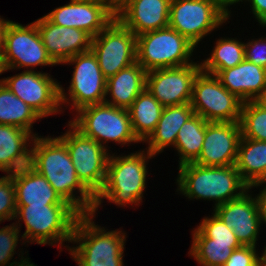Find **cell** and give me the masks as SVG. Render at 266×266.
<instances>
[{"instance_id": "17", "label": "cell", "mask_w": 266, "mask_h": 266, "mask_svg": "<svg viewBox=\"0 0 266 266\" xmlns=\"http://www.w3.org/2000/svg\"><path fill=\"white\" fill-rule=\"evenodd\" d=\"M241 136L240 122H209L201 154L194 163L206 167L234 165Z\"/></svg>"}, {"instance_id": "27", "label": "cell", "mask_w": 266, "mask_h": 266, "mask_svg": "<svg viewBox=\"0 0 266 266\" xmlns=\"http://www.w3.org/2000/svg\"><path fill=\"white\" fill-rule=\"evenodd\" d=\"M163 108L146 88L128 108L133 132L141 143L154 131Z\"/></svg>"}, {"instance_id": "19", "label": "cell", "mask_w": 266, "mask_h": 266, "mask_svg": "<svg viewBox=\"0 0 266 266\" xmlns=\"http://www.w3.org/2000/svg\"><path fill=\"white\" fill-rule=\"evenodd\" d=\"M33 22L37 26L48 55L57 65L91 49L93 37L86 31L56 25L45 15Z\"/></svg>"}, {"instance_id": "34", "label": "cell", "mask_w": 266, "mask_h": 266, "mask_svg": "<svg viewBox=\"0 0 266 266\" xmlns=\"http://www.w3.org/2000/svg\"><path fill=\"white\" fill-rule=\"evenodd\" d=\"M18 242L20 244L23 242L22 244L25 245L23 238H20V231L14 223L0 228V266H10L17 262L13 256L17 254ZM11 260L12 262H10Z\"/></svg>"}, {"instance_id": "22", "label": "cell", "mask_w": 266, "mask_h": 266, "mask_svg": "<svg viewBox=\"0 0 266 266\" xmlns=\"http://www.w3.org/2000/svg\"><path fill=\"white\" fill-rule=\"evenodd\" d=\"M10 175L15 186L16 205H70L30 165Z\"/></svg>"}, {"instance_id": "3", "label": "cell", "mask_w": 266, "mask_h": 266, "mask_svg": "<svg viewBox=\"0 0 266 266\" xmlns=\"http://www.w3.org/2000/svg\"><path fill=\"white\" fill-rule=\"evenodd\" d=\"M175 180L176 191L190 200L213 201V208L240 198L249 190L235 164L231 166L206 167L193 163L178 166Z\"/></svg>"}, {"instance_id": "8", "label": "cell", "mask_w": 266, "mask_h": 266, "mask_svg": "<svg viewBox=\"0 0 266 266\" xmlns=\"http://www.w3.org/2000/svg\"><path fill=\"white\" fill-rule=\"evenodd\" d=\"M196 48L187 38L169 26L136 36L137 62L146 72L196 62L191 57Z\"/></svg>"}, {"instance_id": "14", "label": "cell", "mask_w": 266, "mask_h": 266, "mask_svg": "<svg viewBox=\"0 0 266 266\" xmlns=\"http://www.w3.org/2000/svg\"><path fill=\"white\" fill-rule=\"evenodd\" d=\"M3 83L41 118L61 114L59 84L56 78L41 71L24 70L4 77Z\"/></svg>"}, {"instance_id": "21", "label": "cell", "mask_w": 266, "mask_h": 266, "mask_svg": "<svg viewBox=\"0 0 266 266\" xmlns=\"http://www.w3.org/2000/svg\"><path fill=\"white\" fill-rule=\"evenodd\" d=\"M243 103L257 101L266 89V69L244 59L240 64L214 74Z\"/></svg>"}, {"instance_id": "7", "label": "cell", "mask_w": 266, "mask_h": 266, "mask_svg": "<svg viewBox=\"0 0 266 266\" xmlns=\"http://www.w3.org/2000/svg\"><path fill=\"white\" fill-rule=\"evenodd\" d=\"M231 12L219 0H171L168 26L198 48L203 38L230 22Z\"/></svg>"}, {"instance_id": "37", "label": "cell", "mask_w": 266, "mask_h": 266, "mask_svg": "<svg viewBox=\"0 0 266 266\" xmlns=\"http://www.w3.org/2000/svg\"><path fill=\"white\" fill-rule=\"evenodd\" d=\"M245 59L266 69V36L244 43Z\"/></svg>"}, {"instance_id": "25", "label": "cell", "mask_w": 266, "mask_h": 266, "mask_svg": "<svg viewBox=\"0 0 266 266\" xmlns=\"http://www.w3.org/2000/svg\"><path fill=\"white\" fill-rule=\"evenodd\" d=\"M193 114L191 103L164 107L157 126L143 142L148 145L145 149L157 156L164 149L174 147L179 130Z\"/></svg>"}, {"instance_id": "45", "label": "cell", "mask_w": 266, "mask_h": 266, "mask_svg": "<svg viewBox=\"0 0 266 266\" xmlns=\"http://www.w3.org/2000/svg\"><path fill=\"white\" fill-rule=\"evenodd\" d=\"M257 101L266 108V89L264 90L262 96Z\"/></svg>"}, {"instance_id": "32", "label": "cell", "mask_w": 266, "mask_h": 266, "mask_svg": "<svg viewBox=\"0 0 266 266\" xmlns=\"http://www.w3.org/2000/svg\"><path fill=\"white\" fill-rule=\"evenodd\" d=\"M241 137L266 141V108L258 101H248L241 108Z\"/></svg>"}, {"instance_id": "36", "label": "cell", "mask_w": 266, "mask_h": 266, "mask_svg": "<svg viewBox=\"0 0 266 266\" xmlns=\"http://www.w3.org/2000/svg\"><path fill=\"white\" fill-rule=\"evenodd\" d=\"M256 248L242 245L234 249L224 266H261L265 263V254Z\"/></svg>"}, {"instance_id": "1", "label": "cell", "mask_w": 266, "mask_h": 266, "mask_svg": "<svg viewBox=\"0 0 266 266\" xmlns=\"http://www.w3.org/2000/svg\"><path fill=\"white\" fill-rule=\"evenodd\" d=\"M52 136L33 138L30 166L43 175L59 196L81 215L92 214L95 196L78 179L66 145L57 136Z\"/></svg>"}, {"instance_id": "12", "label": "cell", "mask_w": 266, "mask_h": 266, "mask_svg": "<svg viewBox=\"0 0 266 266\" xmlns=\"http://www.w3.org/2000/svg\"><path fill=\"white\" fill-rule=\"evenodd\" d=\"M242 104L215 75L200 71L195 77L191 107L207 122H240Z\"/></svg>"}, {"instance_id": "35", "label": "cell", "mask_w": 266, "mask_h": 266, "mask_svg": "<svg viewBox=\"0 0 266 266\" xmlns=\"http://www.w3.org/2000/svg\"><path fill=\"white\" fill-rule=\"evenodd\" d=\"M16 214V196L13 178L10 174L0 176V224L14 220Z\"/></svg>"}, {"instance_id": "40", "label": "cell", "mask_w": 266, "mask_h": 266, "mask_svg": "<svg viewBox=\"0 0 266 266\" xmlns=\"http://www.w3.org/2000/svg\"><path fill=\"white\" fill-rule=\"evenodd\" d=\"M23 252H24V250L22 248V250H20V252L18 253L19 254L18 256L21 258L19 260H17V262L13 263L10 266H37L33 262H31L30 258L27 256L28 251L27 252L25 251V253H23ZM26 253H27V255H26ZM24 254L26 256H24Z\"/></svg>"}, {"instance_id": "48", "label": "cell", "mask_w": 266, "mask_h": 266, "mask_svg": "<svg viewBox=\"0 0 266 266\" xmlns=\"http://www.w3.org/2000/svg\"><path fill=\"white\" fill-rule=\"evenodd\" d=\"M262 252L265 254V263H266V245H264V249Z\"/></svg>"}, {"instance_id": "47", "label": "cell", "mask_w": 266, "mask_h": 266, "mask_svg": "<svg viewBox=\"0 0 266 266\" xmlns=\"http://www.w3.org/2000/svg\"><path fill=\"white\" fill-rule=\"evenodd\" d=\"M257 185H266V175Z\"/></svg>"}, {"instance_id": "11", "label": "cell", "mask_w": 266, "mask_h": 266, "mask_svg": "<svg viewBox=\"0 0 266 266\" xmlns=\"http://www.w3.org/2000/svg\"><path fill=\"white\" fill-rule=\"evenodd\" d=\"M3 62L5 73L22 68L35 71L37 66L57 64L48 55L34 22L20 24L10 20L4 35ZM26 68V69H25Z\"/></svg>"}, {"instance_id": "39", "label": "cell", "mask_w": 266, "mask_h": 266, "mask_svg": "<svg viewBox=\"0 0 266 266\" xmlns=\"http://www.w3.org/2000/svg\"><path fill=\"white\" fill-rule=\"evenodd\" d=\"M260 188L259 193L256 195V202L258 205V212H259V219L261 222V226L265 224L266 227V185H255L250 187L249 189H254V188Z\"/></svg>"}, {"instance_id": "44", "label": "cell", "mask_w": 266, "mask_h": 266, "mask_svg": "<svg viewBox=\"0 0 266 266\" xmlns=\"http://www.w3.org/2000/svg\"><path fill=\"white\" fill-rule=\"evenodd\" d=\"M5 65L3 62V56L2 54H0V75H2L3 73H5ZM4 78L2 77V79H0V84L3 83Z\"/></svg>"}, {"instance_id": "10", "label": "cell", "mask_w": 266, "mask_h": 266, "mask_svg": "<svg viewBox=\"0 0 266 266\" xmlns=\"http://www.w3.org/2000/svg\"><path fill=\"white\" fill-rule=\"evenodd\" d=\"M67 127L69 129L57 137L66 145L78 179L96 197L104 186L112 151L82 135L69 122Z\"/></svg>"}, {"instance_id": "18", "label": "cell", "mask_w": 266, "mask_h": 266, "mask_svg": "<svg viewBox=\"0 0 266 266\" xmlns=\"http://www.w3.org/2000/svg\"><path fill=\"white\" fill-rule=\"evenodd\" d=\"M45 16L56 25L80 29L92 37L98 35L116 17L106 4L78 0H70Z\"/></svg>"}, {"instance_id": "15", "label": "cell", "mask_w": 266, "mask_h": 266, "mask_svg": "<svg viewBox=\"0 0 266 266\" xmlns=\"http://www.w3.org/2000/svg\"><path fill=\"white\" fill-rule=\"evenodd\" d=\"M201 71L200 62L147 71L146 89L163 106L191 103L193 82Z\"/></svg>"}, {"instance_id": "31", "label": "cell", "mask_w": 266, "mask_h": 266, "mask_svg": "<svg viewBox=\"0 0 266 266\" xmlns=\"http://www.w3.org/2000/svg\"><path fill=\"white\" fill-rule=\"evenodd\" d=\"M244 43L239 38L220 37L214 43L210 55L201 60V71L214 75L219 70L232 68L245 59Z\"/></svg>"}, {"instance_id": "24", "label": "cell", "mask_w": 266, "mask_h": 266, "mask_svg": "<svg viewBox=\"0 0 266 266\" xmlns=\"http://www.w3.org/2000/svg\"><path fill=\"white\" fill-rule=\"evenodd\" d=\"M146 71L135 62L106 79L104 103L128 109L146 87Z\"/></svg>"}, {"instance_id": "33", "label": "cell", "mask_w": 266, "mask_h": 266, "mask_svg": "<svg viewBox=\"0 0 266 266\" xmlns=\"http://www.w3.org/2000/svg\"><path fill=\"white\" fill-rule=\"evenodd\" d=\"M201 219L196 228L207 238L214 242L221 243H240L235 237L233 230H230L226 224L214 213Z\"/></svg>"}, {"instance_id": "46", "label": "cell", "mask_w": 266, "mask_h": 266, "mask_svg": "<svg viewBox=\"0 0 266 266\" xmlns=\"http://www.w3.org/2000/svg\"><path fill=\"white\" fill-rule=\"evenodd\" d=\"M78 1H92L96 3L106 4L110 8V0H78Z\"/></svg>"}, {"instance_id": "4", "label": "cell", "mask_w": 266, "mask_h": 266, "mask_svg": "<svg viewBox=\"0 0 266 266\" xmlns=\"http://www.w3.org/2000/svg\"><path fill=\"white\" fill-rule=\"evenodd\" d=\"M94 218L93 213L82 214L76 221L70 242L74 245L68 249L73 261L78 266H124L126 232L106 229Z\"/></svg>"}, {"instance_id": "13", "label": "cell", "mask_w": 266, "mask_h": 266, "mask_svg": "<svg viewBox=\"0 0 266 266\" xmlns=\"http://www.w3.org/2000/svg\"><path fill=\"white\" fill-rule=\"evenodd\" d=\"M90 50L106 79L137 62L136 35L116 17L92 38Z\"/></svg>"}, {"instance_id": "20", "label": "cell", "mask_w": 266, "mask_h": 266, "mask_svg": "<svg viewBox=\"0 0 266 266\" xmlns=\"http://www.w3.org/2000/svg\"><path fill=\"white\" fill-rule=\"evenodd\" d=\"M171 0H129L116 18L136 36L168 27Z\"/></svg>"}, {"instance_id": "29", "label": "cell", "mask_w": 266, "mask_h": 266, "mask_svg": "<svg viewBox=\"0 0 266 266\" xmlns=\"http://www.w3.org/2000/svg\"><path fill=\"white\" fill-rule=\"evenodd\" d=\"M207 122L198 114H193L178 132L174 150L177 151L178 166L195 162L201 154Z\"/></svg>"}, {"instance_id": "5", "label": "cell", "mask_w": 266, "mask_h": 266, "mask_svg": "<svg viewBox=\"0 0 266 266\" xmlns=\"http://www.w3.org/2000/svg\"><path fill=\"white\" fill-rule=\"evenodd\" d=\"M80 215L71 205H16L13 223L19 231L22 227L20 222L24 223L25 232L21 235L24 244H58L60 251L62 247L68 251L70 246L66 244L72 240L74 227Z\"/></svg>"}, {"instance_id": "16", "label": "cell", "mask_w": 266, "mask_h": 266, "mask_svg": "<svg viewBox=\"0 0 266 266\" xmlns=\"http://www.w3.org/2000/svg\"><path fill=\"white\" fill-rule=\"evenodd\" d=\"M252 192L249 189L240 198L215 207L213 212L233 230L241 245L257 247L261 222L256 197Z\"/></svg>"}, {"instance_id": "6", "label": "cell", "mask_w": 266, "mask_h": 266, "mask_svg": "<svg viewBox=\"0 0 266 266\" xmlns=\"http://www.w3.org/2000/svg\"><path fill=\"white\" fill-rule=\"evenodd\" d=\"M74 114L68 122L107 150L110 142L120 147L141 143L133 132L128 109L101 103L82 107Z\"/></svg>"}, {"instance_id": "23", "label": "cell", "mask_w": 266, "mask_h": 266, "mask_svg": "<svg viewBox=\"0 0 266 266\" xmlns=\"http://www.w3.org/2000/svg\"><path fill=\"white\" fill-rule=\"evenodd\" d=\"M34 136L17 126L0 124V171L17 172L30 165Z\"/></svg>"}, {"instance_id": "2", "label": "cell", "mask_w": 266, "mask_h": 266, "mask_svg": "<svg viewBox=\"0 0 266 266\" xmlns=\"http://www.w3.org/2000/svg\"><path fill=\"white\" fill-rule=\"evenodd\" d=\"M116 154V155H115ZM110 153L106 180L102 190L95 197L93 214L105 200L114 203L118 207H139L143 202L144 191L146 192L147 178L149 175L148 162L155 156L146 149L134 151L127 155L122 153Z\"/></svg>"}, {"instance_id": "28", "label": "cell", "mask_w": 266, "mask_h": 266, "mask_svg": "<svg viewBox=\"0 0 266 266\" xmlns=\"http://www.w3.org/2000/svg\"><path fill=\"white\" fill-rule=\"evenodd\" d=\"M42 119L37 112L12 93L4 84H0V124L20 127L34 137L33 124Z\"/></svg>"}, {"instance_id": "42", "label": "cell", "mask_w": 266, "mask_h": 266, "mask_svg": "<svg viewBox=\"0 0 266 266\" xmlns=\"http://www.w3.org/2000/svg\"><path fill=\"white\" fill-rule=\"evenodd\" d=\"M128 1L129 0H110V9L116 14V12Z\"/></svg>"}, {"instance_id": "30", "label": "cell", "mask_w": 266, "mask_h": 266, "mask_svg": "<svg viewBox=\"0 0 266 266\" xmlns=\"http://www.w3.org/2000/svg\"><path fill=\"white\" fill-rule=\"evenodd\" d=\"M192 243L188 255L194 258L200 266H224L234 249L241 243L214 242L205 237L197 228L191 230Z\"/></svg>"}, {"instance_id": "41", "label": "cell", "mask_w": 266, "mask_h": 266, "mask_svg": "<svg viewBox=\"0 0 266 266\" xmlns=\"http://www.w3.org/2000/svg\"><path fill=\"white\" fill-rule=\"evenodd\" d=\"M10 20L4 19L0 16V54H3L4 50V35L7 28V25Z\"/></svg>"}, {"instance_id": "38", "label": "cell", "mask_w": 266, "mask_h": 266, "mask_svg": "<svg viewBox=\"0 0 266 266\" xmlns=\"http://www.w3.org/2000/svg\"><path fill=\"white\" fill-rule=\"evenodd\" d=\"M241 4L249 3L251 7L252 12L256 22H258V25H261V27H266V0H241Z\"/></svg>"}, {"instance_id": "43", "label": "cell", "mask_w": 266, "mask_h": 266, "mask_svg": "<svg viewBox=\"0 0 266 266\" xmlns=\"http://www.w3.org/2000/svg\"><path fill=\"white\" fill-rule=\"evenodd\" d=\"M229 11L230 10V6L232 5H236V4H240L241 0H219Z\"/></svg>"}, {"instance_id": "26", "label": "cell", "mask_w": 266, "mask_h": 266, "mask_svg": "<svg viewBox=\"0 0 266 266\" xmlns=\"http://www.w3.org/2000/svg\"><path fill=\"white\" fill-rule=\"evenodd\" d=\"M235 166L249 187L257 185L266 175V141L241 137Z\"/></svg>"}, {"instance_id": "9", "label": "cell", "mask_w": 266, "mask_h": 266, "mask_svg": "<svg viewBox=\"0 0 266 266\" xmlns=\"http://www.w3.org/2000/svg\"><path fill=\"white\" fill-rule=\"evenodd\" d=\"M61 65L74 66L69 87L65 90L59 84L62 113L64 107L67 109L70 105L69 108L76 112L88 105L104 103L106 78L103 76L97 58L91 50L77 54Z\"/></svg>"}]
</instances>
